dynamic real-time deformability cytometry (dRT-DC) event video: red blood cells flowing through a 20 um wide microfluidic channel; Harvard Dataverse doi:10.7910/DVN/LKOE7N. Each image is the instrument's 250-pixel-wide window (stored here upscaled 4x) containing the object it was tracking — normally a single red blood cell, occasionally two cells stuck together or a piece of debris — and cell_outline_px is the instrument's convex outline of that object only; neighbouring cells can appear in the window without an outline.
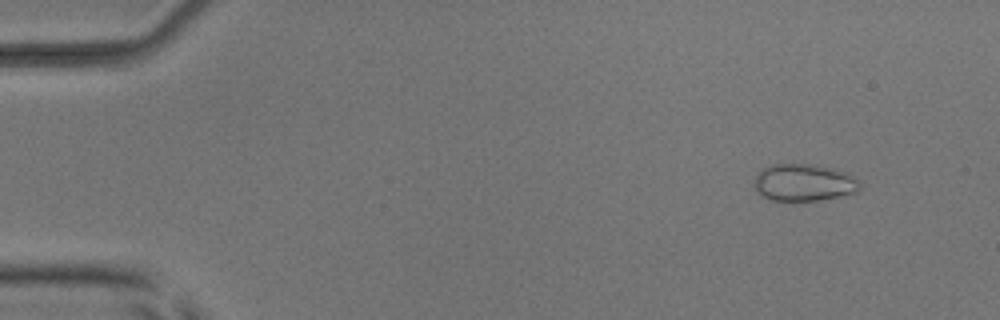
{"species": "common noctule bat (a hibernating species)", "species_latin": "Nyctalus noctula", "temperature_condition": "room temperature", "stored_images_in_passage": 53, "camera_frame_rate_fps": 3000, "um_per_image_px": 0.085, "animal": {"sex": "male", "body_mass_g": 17.9, "forearm_length_mm": 54.2}, "frame": {"image": 1, "passage_image": 5, "time_ms": 1.333, "image_size_px": [1000, 320], "cell_outline_px": [[860, 192], [840, 196], [816, 200], [772, 200], [764, 196], [756, 188], [756, 176], [760, 168], [772, 164], [808, 164], [832, 168], [848, 172], [860, 184]], "centroid_in_image_um": [68.36, 15.5], "position_along_channel_um": 16.6, "area_um2": 22.6}}
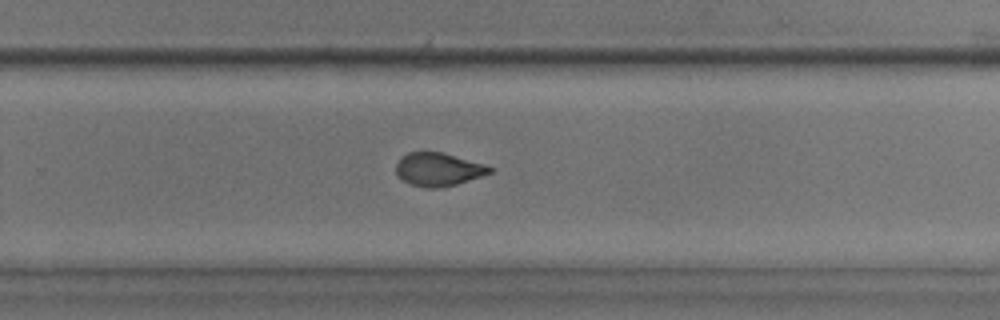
{"frame": {"image": 2, "passage_image": 35, "time_ms": 11.333, "image_size_px": [1000, 320], "cell_outline_px": [[496, 168], [492, 172], [456, 184], [440, 188], [424, 188], [412, 184], [404, 180], [396, 172], [396, 164], [400, 156], [408, 152], [440, 152], [484, 164]], "centroid_in_image_um": [37.25, 14.39], "position_along_channel_um": 292.6, "area_um2": 17.98}}
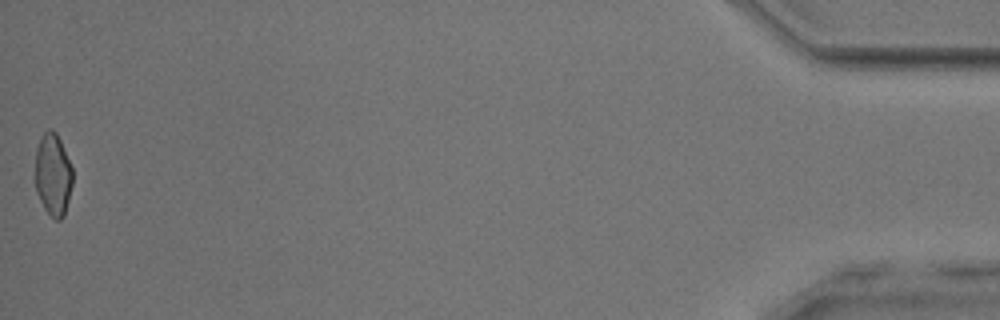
{"frame": {"image": 3, "passage_image": 53, "time_ms": 17.333, "image_size_px": [1000, 320], "cell_outline_px": [[72, 184], [64, 216], [60, 220], [56, 220], [44, 208], [36, 192], [36, 148], [40, 136], [48, 128], [52, 128], [56, 132], [60, 140], [72, 168]], "centroid_in_image_um": [4.5, 14.81], "position_along_channel_um": 430.7, "area_um2": 17.86}, "authors_computed_cell_mechanics": {"area_um2": 19.0162, "velocity_mm_per_s": 3.8915, "shape_relaxation_time_tau1_ms": 4.2188, "shape_relaxation_time_tau2_ms": 1.1411, "deformation_change_tau1": 0.1437, "deformation_change_tau2": 0.0506}}